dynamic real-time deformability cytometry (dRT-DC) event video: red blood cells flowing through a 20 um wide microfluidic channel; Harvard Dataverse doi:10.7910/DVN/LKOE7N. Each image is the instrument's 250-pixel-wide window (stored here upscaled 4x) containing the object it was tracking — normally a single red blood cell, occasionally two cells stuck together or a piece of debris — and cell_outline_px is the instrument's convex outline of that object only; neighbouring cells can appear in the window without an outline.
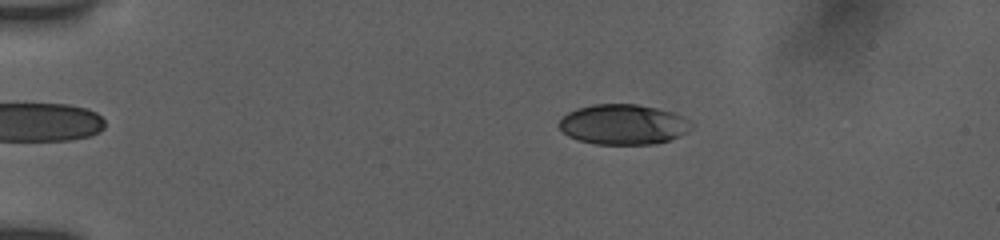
{"species": "human", "species_latin": "Homo sapiens", "temperature_condition": "room temperature", "stored_images_in_passage": 54, "camera_frame_rate_fps": 3000, "um_per_image_px": 0.085, "donor": {"sex": "female"}, "frame": {"image": 1, "passage_image": 11, "time_ms": 3.333, "image_size_px": [1000, 240], "cell_outline_px": [[692, 128], [688, 132], [680, 136], [656, 144], [596, 144], [580, 140], [568, 136], [560, 128], [560, 120], [568, 112], [576, 108], [592, 104], [636, 104], [676, 112], [688, 120], [692, 124]], "centroid_in_image_um": [53.01, 10.57], "position_along_channel_um": 32.0, "area_um2": 31.04}}
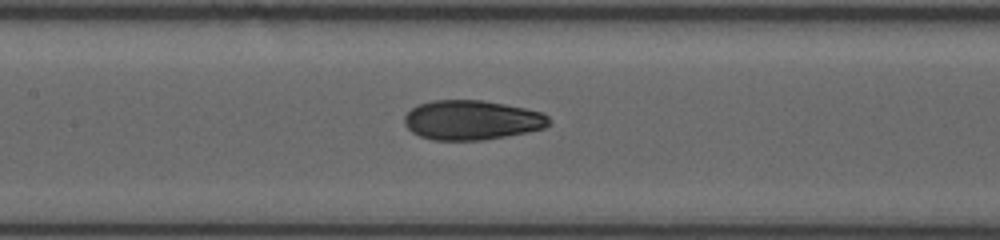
{"frame": {"image": 2, "passage_image": 27, "time_ms": 8.667, "image_size_px": [1000, 240], "cell_outline_px": [[552, 120], [544, 128], [528, 132], [484, 140], [432, 140], [420, 136], [412, 132], [404, 124], [404, 116], [416, 104], [432, 100], [480, 100], [504, 104], [544, 112]], "centroid_in_image_um": [40.1, 10.2], "position_along_channel_um": 167.3, "area_um2": 33.52}}
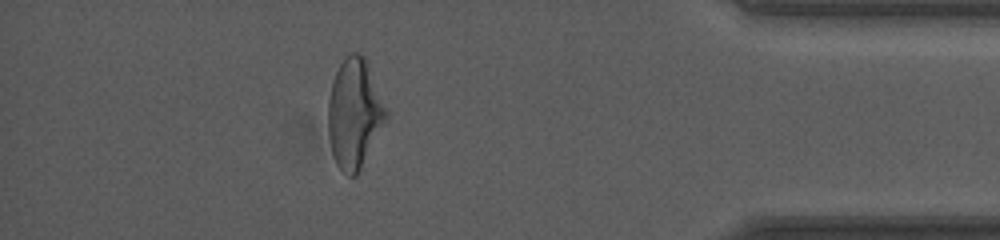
{"frame": {"image": 3, "passage_image": 48, "time_ms": 15.667, "image_size_px": [1000, 240], "cell_outline_px": [[388, 116], [356, 176], [348, 176], [336, 164], [332, 152], [328, 136], [328, 100], [332, 84], [336, 72], [340, 64], [352, 52], [356, 52], [364, 56], [368, 60], [388, 112]], "centroid_in_image_um": [30.13, 9.62], "position_along_channel_um": 405.1, "area_um2": 36.76}, "authors_computed_cell_mechanics": {"area_um2": 32.8015, "velocity_mm_per_s": 3.8956, "shape_relaxation_time_tau1_ms": 5.7803, "shape_relaxation_time_tau2_ms": 1.4631, "deformation_change_tau1": 0.1816, "deformation_change_tau2": 0.075}}